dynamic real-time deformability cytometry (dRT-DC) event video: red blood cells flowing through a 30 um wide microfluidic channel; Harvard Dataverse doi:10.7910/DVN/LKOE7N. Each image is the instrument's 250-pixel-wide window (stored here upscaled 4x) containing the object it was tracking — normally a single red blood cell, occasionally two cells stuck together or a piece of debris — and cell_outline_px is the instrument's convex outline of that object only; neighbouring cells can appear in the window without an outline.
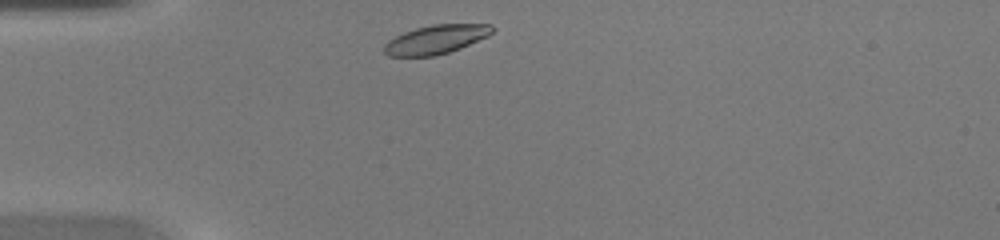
{"species": "common noctule bat (a hibernating species)", "species_latin": "Nyctalus noctula", "temperature_condition": "warm", "stored_images_in_passage": 28, "camera_frame_rate_fps": 3000, "um_per_image_px": 0.085, "animal": {"sex": "female", "body_mass_g": 20.0, "forearm_length_mm": 54.0}, "frame": {"image": 1, "passage_image": 1, "time_ms": 0.0, "image_size_px": [1000, 240], "cell_outline_px": [[496, 28], [488, 36], [460, 48], [448, 52], [432, 56], [388, 56], [384, 52], [384, 44], [388, 40], [404, 32], [416, 28], [432, 24], [492, 24]], "centroid_in_image_um": [37.06, 3.34], "position_along_channel_um": 47.9, "area_um2": 18.15}}
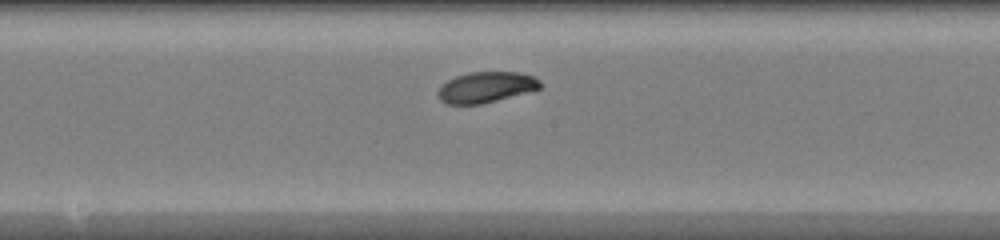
{"frame": {"image": 2, "passage_image": 13, "time_ms": 4.0, "image_size_px": [1000, 240], "cell_outline_px": [[540, 88], [496, 100], [480, 104], [448, 104], [440, 100], [436, 96], [436, 92], [440, 84], [456, 76], [472, 72], [520, 72], [536, 76], [540, 80]], "centroid_in_image_um": [41.26, 7.4], "position_along_channel_um": 206.9, "area_um2": 18.32}}
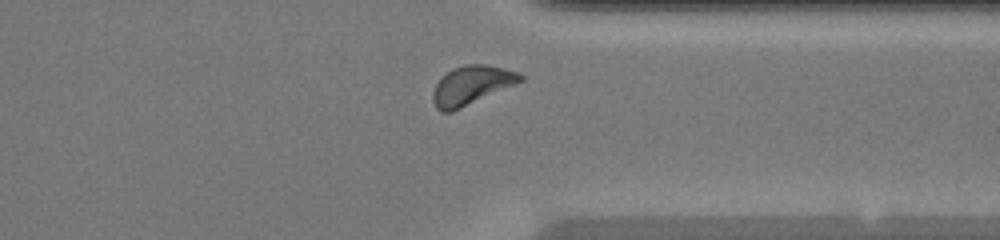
{"frame": {"image": 3, "passage_image": 24, "time_ms": 7.667, "image_size_px": [1000, 240], "cell_outline_px": [[524, 80], [452, 112], [440, 112], [436, 108], [432, 100], [432, 92], [440, 76], [452, 68], [464, 64], [484, 64], [516, 72], [524, 76]], "centroid_in_image_um": [40.01, 7.25], "position_along_channel_um": 371.4, "area_um2": 19.77}}